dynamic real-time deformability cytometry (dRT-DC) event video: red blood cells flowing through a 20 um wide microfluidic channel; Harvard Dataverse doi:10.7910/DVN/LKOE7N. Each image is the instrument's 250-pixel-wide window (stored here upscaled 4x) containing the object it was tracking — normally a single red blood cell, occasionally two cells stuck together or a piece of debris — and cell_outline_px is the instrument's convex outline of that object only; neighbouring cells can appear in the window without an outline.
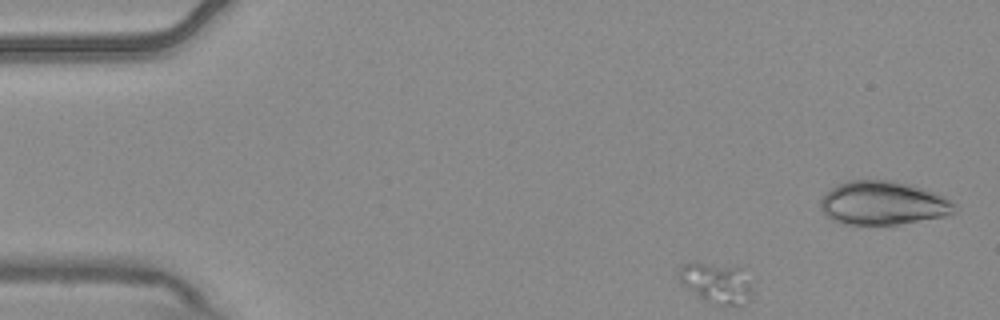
{"species": "common noctule bat (a hibernating species)", "species_latin": "Nyctalus noctula", "temperature_condition": "warm", "stored_images_in_passage": 11, "camera_frame_rate_fps": 3000, "um_per_image_px": 0.085, "animal": {"sex": "male", "body_mass_g": 20.4}, "frame": {"image": 1, "passage_image": 1, "time_ms": 0.0, "image_size_px": [1000, 320], "cell_outline_px": [[752, 292], [748, 300], [740, 304], [720, 304], [704, 300], [696, 296], [680, 284], [676, 276], [676, 272], [680, 264], [696, 260], [740, 268]], "centroid_in_image_um": [60.72, 23.99], "position_along_channel_um": 24.3, "area_um2": 17.46}}
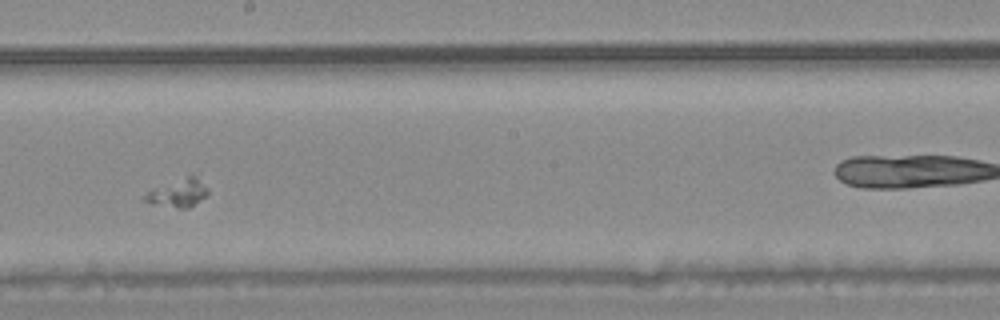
{"frame": {"image": 2, "passage_image": 8, "time_ms": 2.333, "image_size_px": [1000, 320], "cell_outline_px": [[208, 196], [188, 208], [176, 208], [144, 200], [140, 196], [152, 188], [192, 172], [208, 188]], "centroid_in_image_um": [15.16, 16.35], "position_along_channel_um": 233.0, "area_um2": 10.64}}